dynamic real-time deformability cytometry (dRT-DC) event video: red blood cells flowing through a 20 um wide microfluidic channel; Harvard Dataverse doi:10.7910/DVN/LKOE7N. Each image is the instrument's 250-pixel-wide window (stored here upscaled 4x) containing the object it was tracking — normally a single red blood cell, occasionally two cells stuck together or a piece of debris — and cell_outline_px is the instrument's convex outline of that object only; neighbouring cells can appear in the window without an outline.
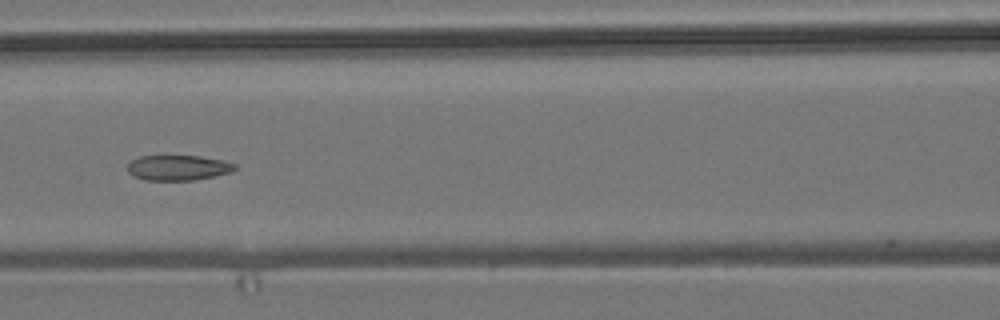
{"species": "common noctule bat (a hibernating species)", "species_latin": "Nyctalus noctula", "temperature_condition": "room temperature", "stored_images_in_passage": 7, "camera_frame_rate_fps": 3000, "um_per_image_px": 0.085, "animal": {"sex": "male", "body_mass_g": 19.2, "forearm_length_mm": 51.8}, "frame": {"image": 1, "passage_image": 5, "time_ms": 1.333, "image_size_px": [1000, 320], "cell_outline_px": [[236, 168], [232, 172], [216, 176], [192, 180], [144, 180], [128, 172], [128, 164], [132, 160], [140, 156], [200, 156], [220, 160], [236, 164]], "centroid_in_image_um": [15.15, 14.26], "position_along_channel_um": 151.4, "area_um2": 15.66}}
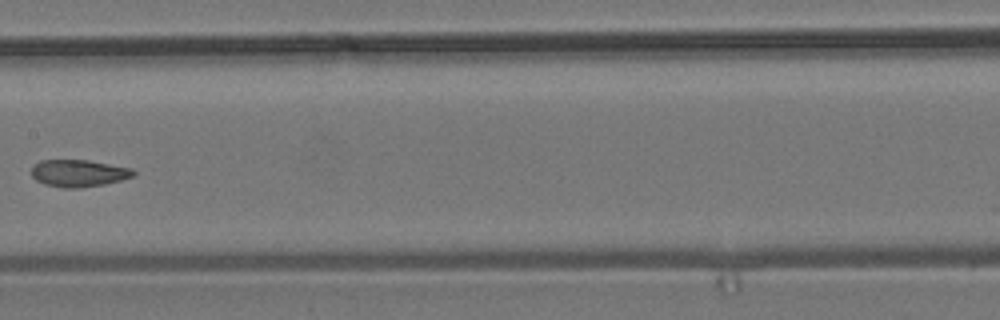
{"frame": {"image": 2, "passage_image": 6, "time_ms": 1.667, "image_size_px": [1000, 320], "cell_outline_px": [[136, 172], [132, 176], [120, 180], [104, 184], [76, 188], [64, 188], [44, 184], [36, 180], [32, 176], [32, 164], [40, 160], [88, 160], [132, 168]], "centroid_in_image_um": [6.65, 14.71], "position_along_channel_um": 200.8, "area_um2": 16.07}}
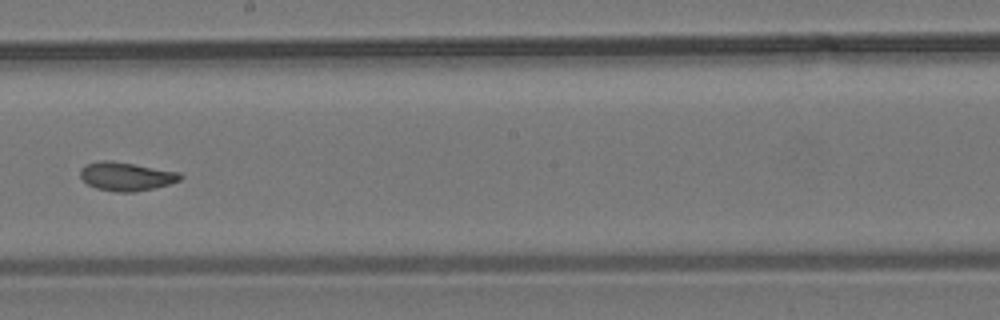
{"frame": {"image": 3, "passage_image": 7, "time_ms": 2.0, "image_size_px": [1000, 320], "cell_outline_px": [[184, 176], [180, 180], [168, 184], [136, 192], [116, 192], [96, 188], [88, 184], [80, 176], [80, 168], [84, 164], [100, 160], [112, 160], [180, 172]], "centroid_in_image_um": [10.71, 14.98], "position_along_channel_um": 237.5, "area_um2": 16.76}}